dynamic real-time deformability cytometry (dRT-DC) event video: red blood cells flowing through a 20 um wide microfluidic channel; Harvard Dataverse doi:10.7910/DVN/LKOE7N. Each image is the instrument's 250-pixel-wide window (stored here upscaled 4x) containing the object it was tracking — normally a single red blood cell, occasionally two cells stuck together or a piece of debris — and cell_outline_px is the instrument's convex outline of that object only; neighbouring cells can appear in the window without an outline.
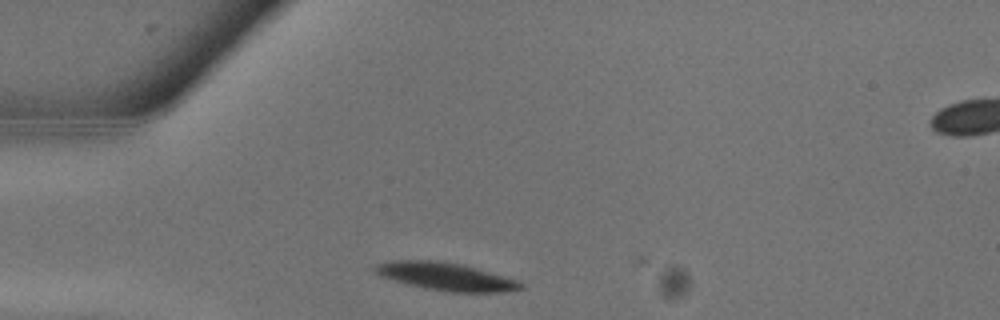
{"species": "common noctule bat (a hibernating species)", "species_latin": "Nyctalus noctula", "temperature_condition": "warm", "stored_images_in_passage": 6, "camera_frame_rate_fps": 3000, "um_per_image_px": 0.085, "animal": {"sex": "male", "body_mass_g": 13.3}, "frame": {"image": 1, "passage_image": 4, "time_ms": 1.0, "image_size_px": [1000, 320], "cell_outline_px": [[524, 288], [500, 292], [452, 292], [424, 288], [408, 284], [380, 276], [372, 272], [372, 268], [376, 264], [388, 260], [436, 260], [460, 264], [476, 268], [520, 280], [524, 284]], "centroid_in_image_um": [37.87, 23.49], "position_along_channel_um": 47.1, "area_um2": 23.76}}